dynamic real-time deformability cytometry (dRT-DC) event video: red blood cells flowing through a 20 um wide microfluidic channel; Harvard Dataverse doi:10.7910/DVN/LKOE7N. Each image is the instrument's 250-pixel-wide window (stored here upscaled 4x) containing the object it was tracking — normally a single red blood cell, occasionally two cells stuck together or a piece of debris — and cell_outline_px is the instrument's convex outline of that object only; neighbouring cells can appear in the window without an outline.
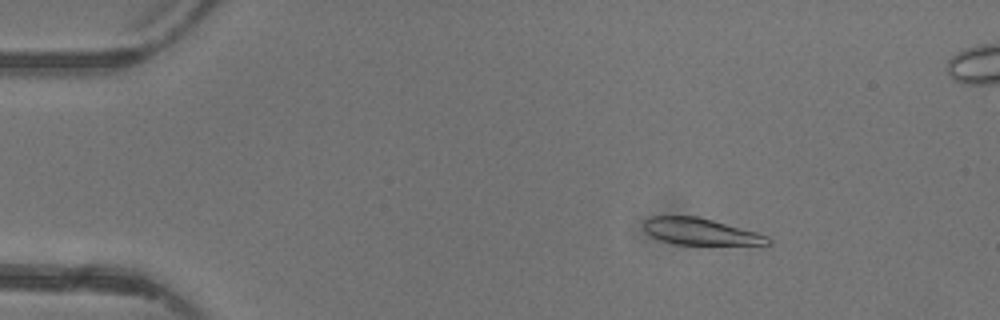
{"species": "common noctule bat (a hibernating species)", "species_latin": "Nyctalus noctula", "temperature_condition": "warm", "stored_images_in_passage": 6, "camera_frame_rate_fps": 3000, "um_per_image_px": 0.085, "animal": {"sex": "female"}, "frame": {"image": 1, "passage_image": 3, "time_ms": 2.333, "image_size_px": [1000, 320], "cell_outline_px": [[772, 244], [676, 244], [660, 240], [652, 236], [644, 228], [644, 220], [648, 216], [696, 216], [712, 220], [756, 232], [768, 236], [772, 240]], "centroid_in_image_um": [59.52, 19.68], "position_along_channel_um": 25.5, "area_um2": 18.96}}